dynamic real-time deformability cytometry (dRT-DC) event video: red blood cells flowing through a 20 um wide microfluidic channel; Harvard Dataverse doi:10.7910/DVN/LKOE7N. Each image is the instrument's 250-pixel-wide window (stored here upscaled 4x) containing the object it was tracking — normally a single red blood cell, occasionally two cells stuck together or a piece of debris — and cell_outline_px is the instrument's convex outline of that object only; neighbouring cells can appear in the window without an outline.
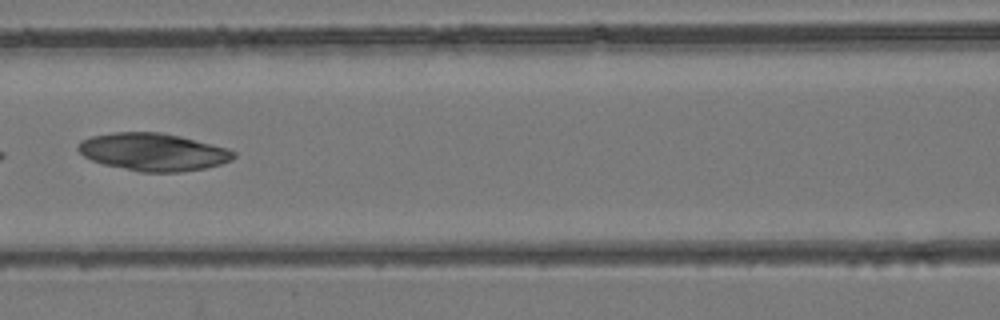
{"species": "common noctule bat (a hibernating species)", "species_latin": "Nyctalus noctula", "temperature_condition": "room temperature", "stored_images_in_passage": 6, "camera_frame_rate_fps": 3000, "um_per_image_px": 0.085, "animal": {"sex": "female", "body_mass_g": 24.6, "forearm_length_mm": 56.2}, "frame": {"image": 1, "passage_image": 5, "time_ms": 4.667, "image_size_px": [1000, 320], "cell_outline_px": [[236, 156], [232, 160], [220, 164], [204, 168], [180, 172], [140, 172], [104, 164], [92, 160], [84, 156], [76, 148], [76, 144], [80, 140], [92, 136], [112, 132], [160, 132], [180, 136], [228, 148], [236, 152]], "centroid_in_image_um": [13.01, 12.91], "position_along_channel_um": 153.6, "area_um2": 34.16}}
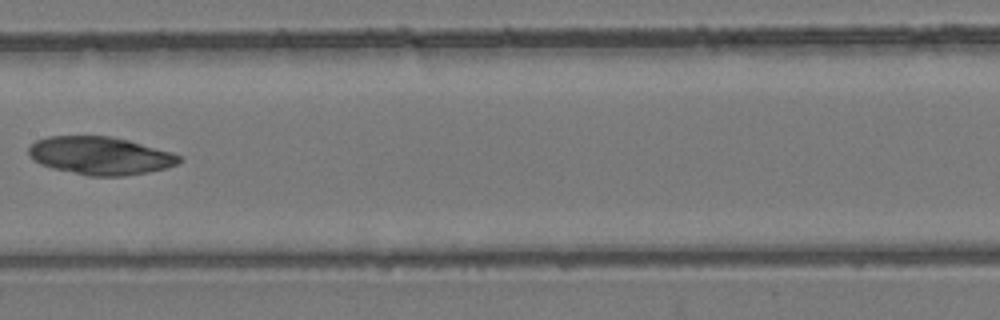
{"frame": {"image": 2, "passage_image": 6, "time_ms": 5.667, "image_size_px": [1000, 320], "cell_outline_px": [[180, 160], [176, 164], [164, 168], [148, 172], [120, 176], [88, 176], [52, 168], [40, 164], [28, 156], [28, 148], [36, 140], [48, 136], [108, 136], [128, 140], [172, 152], [180, 156]], "centroid_in_image_um": [8.47, 13.23], "position_along_channel_um": 198.9, "area_um2": 33.12}}